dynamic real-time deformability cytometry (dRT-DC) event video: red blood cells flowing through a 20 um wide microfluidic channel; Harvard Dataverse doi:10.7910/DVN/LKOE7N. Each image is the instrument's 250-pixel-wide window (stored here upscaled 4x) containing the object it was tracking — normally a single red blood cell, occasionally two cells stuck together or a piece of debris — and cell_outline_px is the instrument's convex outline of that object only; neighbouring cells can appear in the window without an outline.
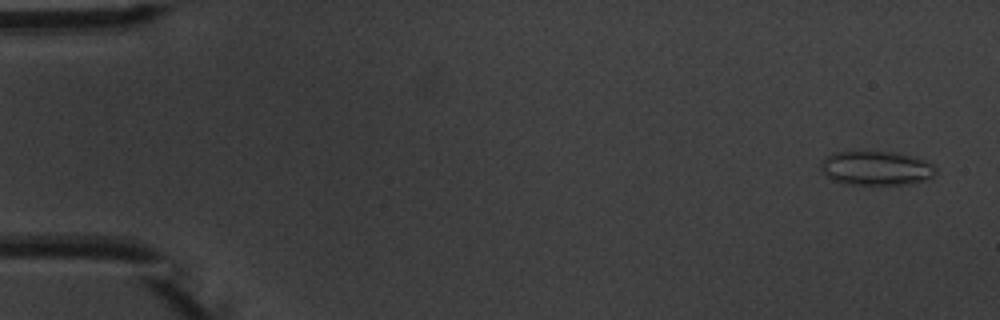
{"species": "common noctule bat (a hibernating species)", "species_latin": "Nyctalus noctula", "temperature_condition": "warm", "stored_images_in_passage": 5, "camera_frame_rate_fps": 3000, "um_per_image_px": 0.085, "animal": {"sex": "male", "body_mass_g": 20.1, "forearm_length_mm": 53.5}, "frame": {"image": 1, "passage_image": 1, "time_ms": 0.0, "image_size_px": [1000, 320], "cell_outline_px": [[936, 172], [932, 176], [924, 180], [908, 184], [848, 184], [832, 180], [820, 168], [820, 164], [832, 152], [888, 152], [908, 156], [924, 160], [932, 164], [936, 168]], "centroid_in_image_um": [74.46, 14.3], "position_along_channel_um": 10.5, "area_um2": 22.37}}